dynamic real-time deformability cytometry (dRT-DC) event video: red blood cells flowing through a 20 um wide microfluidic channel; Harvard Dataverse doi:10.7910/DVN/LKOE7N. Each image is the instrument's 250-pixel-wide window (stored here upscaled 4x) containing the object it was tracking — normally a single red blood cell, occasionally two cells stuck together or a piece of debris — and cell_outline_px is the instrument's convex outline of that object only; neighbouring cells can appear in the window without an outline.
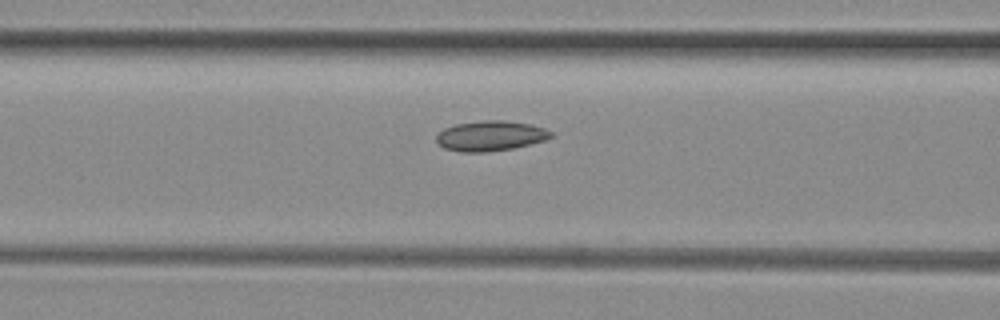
{"species": "common noctule bat (a hibernating species)", "species_latin": "Nyctalus noctula", "temperature_condition": "room temperature", "stored_images_in_passage": 34, "camera_frame_rate_fps": 3000, "um_per_image_px": 0.085, "animal": {"sex": "female", "body_mass_g": 29.2, "forearm_length_mm": 56.3}, "frame": {"image": 1, "passage_image": 13, "time_ms": 4.0, "image_size_px": [1000, 320], "cell_outline_px": [[552, 136], [544, 140], [512, 148], [484, 152], [460, 152], [444, 148], [436, 140], [436, 136], [444, 128], [456, 124], [484, 120], [500, 120], [528, 124], [544, 128], [552, 132]], "centroid_in_image_um": [41.65, 11.55], "position_along_channel_um": 124.9, "area_um2": 19.77}}
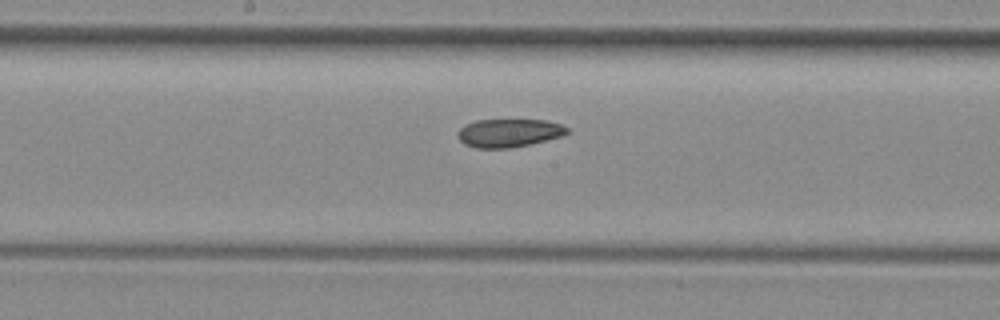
{"frame": {"image": 2, "passage_image": 19, "time_ms": 6.0, "image_size_px": [1000, 320], "cell_outline_px": [[568, 132], [564, 136], [528, 144], [508, 148], [476, 148], [464, 144], [456, 136], [460, 128], [464, 124], [476, 120], [548, 120], [560, 124], [568, 128]], "centroid_in_image_um": [43.24, 11.29], "position_along_channel_um": 205.0, "area_um2": 18.03}}
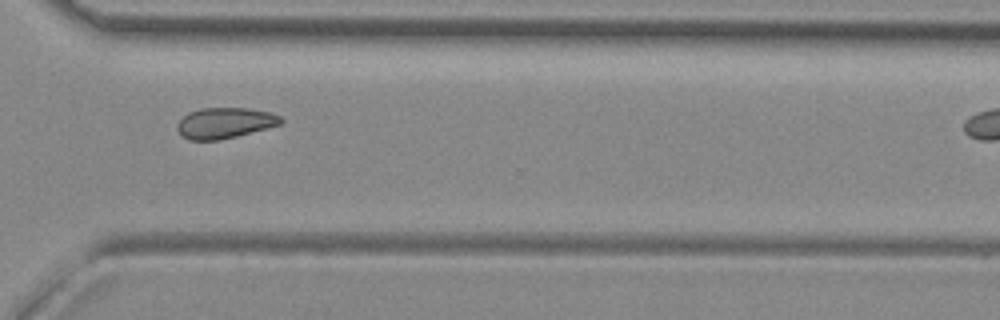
{"frame": {"image": 3, "passage_image": 30, "time_ms": 9.667, "image_size_px": [1000, 320], "cell_outline_px": [[284, 120], [280, 124], [236, 136], [220, 140], [188, 140], [180, 136], [176, 128], [176, 124], [188, 112], [200, 108], [248, 108], [268, 112], [280, 116]], "centroid_in_image_um": [19.04, 10.45], "position_along_channel_um": 351.6, "area_um2": 18.55}}